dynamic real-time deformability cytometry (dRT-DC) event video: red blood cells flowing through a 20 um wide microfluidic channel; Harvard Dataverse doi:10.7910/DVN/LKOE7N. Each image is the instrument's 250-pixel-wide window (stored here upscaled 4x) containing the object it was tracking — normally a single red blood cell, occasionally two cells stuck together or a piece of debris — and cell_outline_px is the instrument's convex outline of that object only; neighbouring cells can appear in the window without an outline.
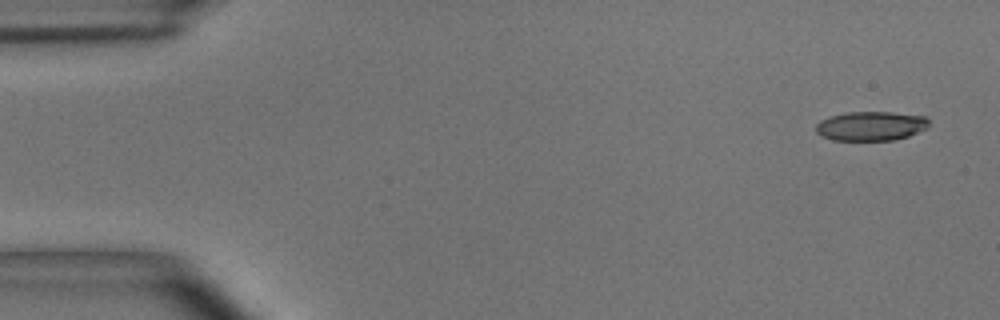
{"species": "common noctule bat (a hibernating species)", "species_latin": "Nyctalus noctula", "temperature_condition": "room temperature", "stored_images_in_passage": 6, "camera_frame_rate_fps": 3000, "um_per_image_px": 0.085, "animal": {"sex": "male", "body_mass_g": 15.6}, "frame": {"image": 1, "passage_image": 1, "time_ms": 0.0, "image_size_px": [1000, 320], "cell_outline_px": [[928, 128], [908, 136], [892, 140], [832, 140], [816, 132], [816, 124], [820, 120], [828, 116], [848, 112], [892, 112], [924, 116], [928, 120]], "centroid_in_image_um": [74.01, 10.7], "position_along_channel_um": 11.0, "area_um2": 19.25}}
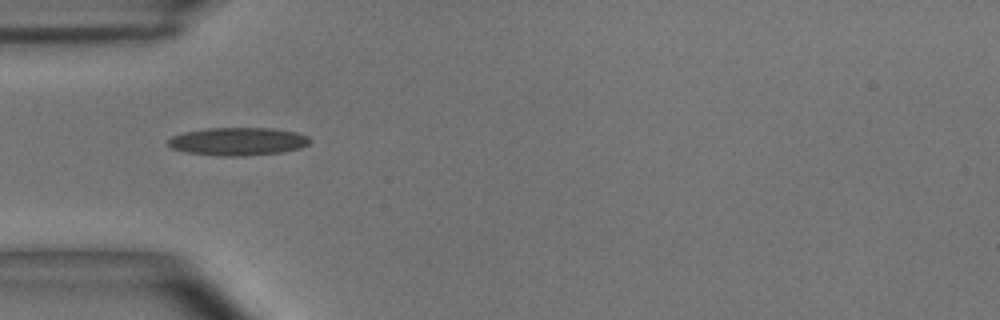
{"frame": {"image": 2, "passage_image": 5, "time_ms": 1.333, "image_size_px": [1000, 320], "cell_outline_px": [[312, 140], [308, 144], [300, 148], [284, 152], [244, 156], [220, 156], [188, 152], [172, 148], [168, 144], [168, 140], [172, 136], [184, 132], [204, 128], [268, 128], [296, 132], [308, 136]], "centroid_in_image_um": [20.24, 12.02], "position_along_channel_um": 64.8, "area_um2": 23.12}}
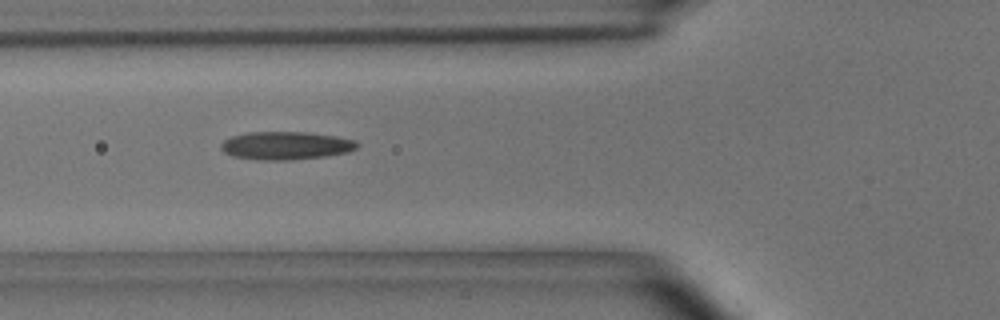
{"frame": {"image": 3, "passage_image": 6, "time_ms": 1.667, "image_size_px": [1000, 320], "cell_outline_px": [[360, 144], [356, 148], [348, 152], [324, 156], [292, 160], [260, 160], [232, 156], [224, 152], [220, 148], [220, 144], [224, 140], [232, 136], [248, 132], [308, 132], [336, 136], [356, 140]], "centroid_in_image_um": [24.3, 12.37], "position_along_channel_um": 101.5, "area_um2": 22.37}}